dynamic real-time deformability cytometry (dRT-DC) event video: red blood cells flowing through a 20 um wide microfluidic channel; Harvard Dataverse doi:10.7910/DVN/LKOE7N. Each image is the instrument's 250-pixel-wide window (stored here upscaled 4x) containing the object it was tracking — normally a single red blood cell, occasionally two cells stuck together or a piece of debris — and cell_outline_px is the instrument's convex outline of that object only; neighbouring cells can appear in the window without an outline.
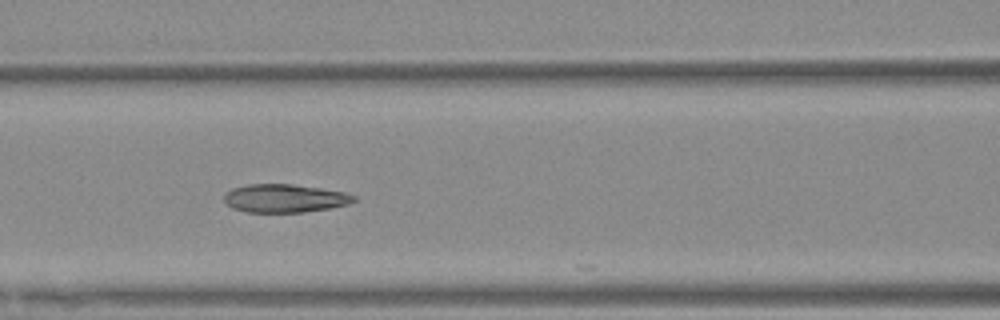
{"species": "Egyptian fruit bat (a non-hibernating species)", "species_latin": "Rousettus aegyptiacus", "temperature_condition": "warm", "stored_images_in_passage": 22, "camera_frame_rate_fps": 3000, "um_per_image_px": 0.085, "animal": {"sex": "female"}, "frame": {"image": 1, "passage_image": 22, "time_ms": 7.0, "image_size_px": [1000, 320], "cell_outline_px": [[356, 200], [348, 204], [328, 208], [304, 212], [248, 212], [232, 208], [224, 200], [224, 196], [232, 188], [248, 184], [292, 184], [320, 188], [344, 192], [356, 196]], "centroid_in_image_um": [24.2, 16.85], "position_along_channel_um": 142.4, "area_um2": 21.21}}